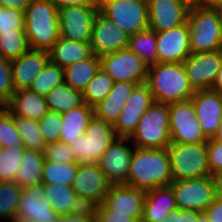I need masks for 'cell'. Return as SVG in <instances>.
<instances>
[{"label": "cell", "instance_id": "ba28073f", "mask_svg": "<svg viewBox=\"0 0 222 222\" xmlns=\"http://www.w3.org/2000/svg\"><path fill=\"white\" fill-rule=\"evenodd\" d=\"M177 209L204 212L217 196L214 176L173 180L170 185Z\"/></svg>", "mask_w": 222, "mask_h": 222}, {"label": "cell", "instance_id": "4dcf8cb0", "mask_svg": "<svg viewBox=\"0 0 222 222\" xmlns=\"http://www.w3.org/2000/svg\"><path fill=\"white\" fill-rule=\"evenodd\" d=\"M78 171V163H58L45 161L41 183L45 185L63 184L72 186Z\"/></svg>", "mask_w": 222, "mask_h": 222}, {"label": "cell", "instance_id": "11a10c76", "mask_svg": "<svg viewBox=\"0 0 222 222\" xmlns=\"http://www.w3.org/2000/svg\"><path fill=\"white\" fill-rule=\"evenodd\" d=\"M59 9L67 6L94 5L93 0H50Z\"/></svg>", "mask_w": 222, "mask_h": 222}, {"label": "cell", "instance_id": "484cf974", "mask_svg": "<svg viewBox=\"0 0 222 222\" xmlns=\"http://www.w3.org/2000/svg\"><path fill=\"white\" fill-rule=\"evenodd\" d=\"M93 115V107L85 102L68 112L62 113L59 141L71 145L77 137L84 134Z\"/></svg>", "mask_w": 222, "mask_h": 222}, {"label": "cell", "instance_id": "7bdbcfd3", "mask_svg": "<svg viewBox=\"0 0 222 222\" xmlns=\"http://www.w3.org/2000/svg\"><path fill=\"white\" fill-rule=\"evenodd\" d=\"M45 161L58 163H78L71 145L58 141L46 144Z\"/></svg>", "mask_w": 222, "mask_h": 222}, {"label": "cell", "instance_id": "8d00e7d4", "mask_svg": "<svg viewBox=\"0 0 222 222\" xmlns=\"http://www.w3.org/2000/svg\"><path fill=\"white\" fill-rule=\"evenodd\" d=\"M75 197L76 193L72 186L57 183L46 185V198L59 215L70 213Z\"/></svg>", "mask_w": 222, "mask_h": 222}, {"label": "cell", "instance_id": "ee69618b", "mask_svg": "<svg viewBox=\"0 0 222 222\" xmlns=\"http://www.w3.org/2000/svg\"><path fill=\"white\" fill-rule=\"evenodd\" d=\"M24 11L21 9L0 7V32H13L24 29Z\"/></svg>", "mask_w": 222, "mask_h": 222}, {"label": "cell", "instance_id": "681fc988", "mask_svg": "<svg viewBox=\"0 0 222 222\" xmlns=\"http://www.w3.org/2000/svg\"><path fill=\"white\" fill-rule=\"evenodd\" d=\"M136 85L130 82H114L110 93L102 101L127 102Z\"/></svg>", "mask_w": 222, "mask_h": 222}, {"label": "cell", "instance_id": "e7e4bbea", "mask_svg": "<svg viewBox=\"0 0 222 222\" xmlns=\"http://www.w3.org/2000/svg\"><path fill=\"white\" fill-rule=\"evenodd\" d=\"M187 2L190 6L191 5H200V0H184Z\"/></svg>", "mask_w": 222, "mask_h": 222}, {"label": "cell", "instance_id": "9c48e42d", "mask_svg": "<svg viewBox=\"0 0 222 222\" xmlns=\"http://www.w3.org/2000/svg\"><path fill=\"white\" fill-rule=\"evenodd\" d=\"M171 143H207L191 99L169 104Z\"/></svg>", "mask_w": 222, "mask_h": 222}, {"label": "cell", "instance_id": "6f0895ef", "mask_svg": "<svg viewBox=\"0 0 222 222\" xmlns=\"http://www.w3.org/2000/svg\"><path fill=\"white\" fill-rule=\"evenodd\" d=\"M200 6L222 10V0H200Z\"/></svg>", "mask_w": 222, "mask_h": 222}, {"label": "cell", "instance_id": "30bf717a", "mask_svg": "<svg viewBox=\"0 0 222 222\" xmlns=\"http://www.w3.org/2000/svg\"><path fill=\"white\" fill-rule=\"evenodd\" d=\"M100 67L114 82L146 83L149 65L128 48L103 55Z\"/></svg>", "mask_w": 222, "mask_h": 222}, {"label": "cell", "instance_id": "44dd1931", "mask_svg": "<svg viewBox=\"0 0 222 222\" xmlns=\"http://www.w3.org/2000/svg\"><path fill=\"white\" fill-rule=\"evenodd\" d=\"M49 53L30 49L18 59L11 61L14 90L29 89L33 80L40 74L47 62Z\"/></svg>", "mask_w": 222, "mask_h": 222}, {"label": "cell", "instance_id": "5bb4252c", "mask_svg": "<svg viewBox=\"0 0 222 222\" xmlns=\"http://www.w3.org/2000/svg\"><path fill=\"white\" fill-rule=\"evenodd\" d=\"M58 217L46 198L45 184L23 188L15 222H56Z\"/></svg>", "mask_w": 222, "mask_h": 222}, {"label": "cell", "instance_id": "e0dca14e", "mask_svg": "<svg viewBox=\"0 0 222 222\" xmlns=\"http://www.w3.org/2000/svg\"><path fill=\"white\" fill-rule=\"evenodd\" d=\"M149 28L156 33L187 22L190 5L184 0H147Z\"/></svg>", "mask_w": 222, "mask_h": 222}, {"label": "cell", "instance_id": "8992f818", "mask_svg": "<svg viewBox=\"0 0 222 222\" xmlns=\"http://www.w3.org/2000/svg\"><path fill=\"white\" fill-rule=\"evenodd\" d=\"M167 150L173 180L211 176L208 168L207 143H170Z\"/></svg>", "mask_w": 222, "mask_h": 222}, {"label": "cell", "instance_id": "f6af8a7d", "mask_svg": "<svg viewBox=\"0 0 222 222\" xmlns=\"http://www.w3.org/2000/svg\"><path fill=\"white\" fill-rule=\"evenodd\" d=\"M14 92L11 61L0 56V101L8 104Z\"/></svg>", "mask_w": 222, "mask_h": 222}, {"label": "cell", "instance_id": "ffe728a7", "mask_svg": "<svg viewBox=\"0 0 222 222\" xmlns=\"http://www.w3.org/2000/svg\"><path fill=\"white\" fill-rule=\"evenodd\" d=\"M111 186L97 163L78 164V171L72 184L76 196L90 198L100 205L104 202Z\"/></svg>", "mask_w": 222, "mask_h": 222}, {"label": "cell", "instance_id": "91938a15", "mask_svg": "<svg viewBox=\"0 0 222 222\" xmlns=\"http://www.w3.org/2000/svg\"><path fill=\"white\" fill-rule=\"evenodd\" d=\"M216 182V192L217 196L222 198V173L214 176Z\"/></svg>", "mask_w": 222, "mask_h": 222}, {"label": "cell", "instance_id": "9a60e30c", "mask_svg": "<svg viewBox=\"0 0 222 222\" xmlns=\"http://www.w3.org/2000/svg\"><path fill=\"white\" fill-rule=\"evenodd\" d=\"M129 35L100 11L95 17L90 46L95 56L101 57L128 46Z\"/></svg>", "mask_w": 222, "mask_h": 222}, {"label": "cell", "instance_id": "f1b7e54d", "mask_svg": "<svg viewBox=\"0 0 222 222\" xmlns=\"http://www.w3.org/2000/svg\"><path fill=\"white\" fill-rule=\"evenodd\" d=\"M48 110L65 113L83 103L82 92L66 83L54 87L45 96Z\"/></svg>", "mask_w": 222, "mask_h": 222}, {"label": "cell", "instance_id": "9f6ffc18", "mask_svg": "<svg viewBox=\"0 0 222 222\" xmlns=\"http://www.w3.org/2000/svg\"><path fill=\"white\" fill-rule=\"evenodd\" d=\"M56 222H94L91 218H81L73 213L59 215Z\"/></svg>", "mask_w": 222, "mask_h": 222}, {"label": "cell", "instance_id": "3957f363", "mask_svg": "<svg viewBox=\"0 0 222 222\" xmlns=\"http://www.w3.org/2000/svg\"><path fill=\"white\" fill-rule=\"evenodd\" d=\"M30 49L49 51L60 37L58 8L50 0H33L24 10Z\"/></svg>", "mask_w": 222, "mask_h": 222}, {"label": "cell", "instance_id": "2e32d148", "mask_svg": "<svg viewBox=\"0 0 222 222\" xmlns=\"http://www.w3.org/2000/svg\"><path fill=\"white\" fill-rule=\"evenodd\" d=\"M129 138L117 137L97 161L111 185H127L129 166L134 152L125 143Z\"/></svg>", "mask_w": 222, "mask_h": 222}, {"label": "cell", "instance_id": "d6986e66", "mask_svg": "<svg viewBox=\"0 0 222 222\" xmlns=\"http://www.w3.org/2000/svg\"><path fill=\"white\" fill-rule=\"evenodd\" d=\"M157 63H183L191 54L188 23L156 33Z\"/></svg>", "mask_w": 222, "mask_h": 222}, {"label": "cell", "instance_id": "003e7915", "mask_svg": "<svg viewBox=\"0 0 222 222\" xmlns=\"http://www.w3.org/2000/svg\"><path fill=\"white\" fill-rule=\"evenodd\" d=\"M135 222H151L150 220L146 219L144 216L138 217Z\"/></svg>", "mask_w": 222, "mask_h": 222}, {"label": "cell", "instance_id": "7a4b0ae2", "mask_svg": "<svg viewBox=\"0 0 222 222\" xmlns=\"http://www.w3.org/2000/svg\"><path fill=\"white\" fill-rule=\"evenodd\" d=\"M154 102L171 104L191 99V87L183 63H156L148 68L146 81Z\"/></svg>", "mask_w": 222, "mask_h": 222}, {"label": "cell", "instance_id": "cb8c5ba5", "mask_svg": "<svg viewBox=\"0 0 222 222\" xmlns=\"http://www.w3.org/2000/svg\"><path fill=\"white\" fill-rule=\"evenodd\" d=\"M175 209L177 204L170 186H161L146 192L143 216L151 222H163Z\"/></svg>", "mask_w": 222, "mask_h": 222}, {"label": "cell", "instance_id": "816d5d0a", "mask_svg": "<svg viewBox=\"0 0 222 222\" xmlns=\"http://www.w3.org/2000/svg\"><path fill=\"white\" fill-rule=\"evenodd\" d=\"M201 213L193 210L175 209L163 222H197Z\"/></svg>", "mask_w": 222, "mask_h": 222}, {"label": "cell", "instance_id": "7dc6e473", "mask_svg": "<svg viewBox=\"0 0 222 222\" xmlns=\"http://www.w3.org/2000/svg\"><path fill=\"white\" fill-rule=\"evenodd\" d=\"M207 159L211 176L222 173V140L217 138L208 139Z\"/></svg>", "mask_w": 222, "mask_h": 222}, {"label": "cell", "instance_id": "1f68e13d", "mask_svg": "<svg viewBox=\"0 0 222 222\" xmlns=\"http://www.w3.org/2000/svg\"><path fill=\"white\" fill-rule=\"evenodd\" d=\"M13 117L25 149L44 153L46 143L40 132L38 121L18 115H13Z\"/></svg>", "mask_w": 222, "mask_h": 222}, {"label": "cell", "instance_id": "e575fe53", "mask_svg": "<svg viewBox=\"0 0 222 222\" xmlns=\"http://www.w3.org/2000/svg\"><path fill=\"white\" fill-rule=\"evenodd\" d=\"M23 189L15 181H0V218L15 222Z\"/></svg>", "mask_w": 222, "mask_h": 222}, {"label": "cell", "instance_id": "8fae6325", "mask_svg": "<svg viewBox=\"0 0 222 222\" xmlns=\"http://www.w3.org/2000/svg\"><path fill=\"white\" fill-rule=\"evenodd\" d=\"M99 11L129 36L149 28L147 0H113Z\"/></svg>", "mask_w": 222, "mask_h": 222}, {"label": "cell", "instance_id": "bcb514c9", "mask_svg": "<svg viewBox=\"0 0 222 222\" xmlns=\"http://www.w3.org/2000/svg\"><path fill=\"white\" fill-rule=\"evenodd\" d=\"M126 102L100 101L93 106L94 116L114 124Z\"/></svg>", "mask_w": 222, "mask_h": 222}, {"label": "cell", "instance_id": "52a82bcc", "mask_svg": "<svg viewBox=\"0 0 222 222\" xmlns=\"http://www.w3.org/2000/svg\"><path fill=\"white\" fill-rule=\"evenodd\" d=\"M116 138L113 124L93 115L84 134L71 144L76 161L78 164L97 163Z\"/></svg>", "mask_w": 222, "mask_h": 222}, {"label": "cell", "instance_id": "94428289", "mask_svg": "<svg viewBox=\"0 0 222 222\" xmlns=\"http://www.w3.org/2000/svg\"><path fill=\"white\" fill-rule=\"evenodd\" d=\"M113 0H93L94 6L100 10L103 6H105L106 4H108L109 2H111Z\"/></svg>", "mask_w": 222, "mask_h": 222}, {"label": "cell", "instance_id": "db71d44e", "mask_svg": "<svg viewBox=\"0 0 222 222\" xmlns=\"http://www.w3.org/2000/svg\"><path fill=\"white\" fill-rule=\"evenodd\" d=\"M33 0H0V7L25 10Z\"/></svg>", "mask_w": 222, "mask_h": 222}, {"label": "cell", "instance_id": "d6a6232c", "mask_svg": "<svg viewBox=\"0 0 222 222\" xmlns=\"http://www.w3.org/2000/svg\"><path fill=\"white\" fill-rule=\"evenodd\" d=\"M30 50L28 38L24 29L13 32H0V56L7 60L18 59Z\"/></svg>", "mask_w": 222, "mask_h": 222}, {"label": "cell", "instance_id": "f907efd6", "mask_svg": "<svg viewBox=\"0 0 222 222\" xmlns=\"http://www.w3.org/2000/svg\"><path fill=\"white\" fill-rule=\"evenodd\" d=\"M135 218L128 214L112 211L104 202L98 206L97 216L94 222H135Z\"/></svg>", "mask_w": 222, "mask_h": 222}, {"label": "cell", "instance_id": "7402d4cb", "mask_svg": "<svg viewBox=\"0 0 222 222\" xmlns=\"http://www.w3.org/2000/svg\"><path fill=\"white\" fill-rule=\"evenodd\" d=\"M146 192L128 185H112L104 203L116 213L137 219L143 216Z\"/></svg>", "mask_w": 222, "mask_h": 222}, {"label": "cell", "instance_id": "5b68a950", "mask_svg": "<svg viewBox=\"0 0 222 222\" xmlns=\"http://www.w3.org/2000/svg\"><path fill=\"white\" fill-rule=\"evenodd\" d=\"M133 147L163 149L171 143L169 104L154 102L143 114L135 131L129 137Z\"/></svg>", "mask_w": 222, "mask_h": 222}, {"label": "cell", "instance_id": "83f0119b", "mask_svg": "<svg viewBox=\"0 0 222 222\" xmlns=\"http://www.w3.org/2000/svg\"><path fill=\"white\" fill-rule=\"evenodd\" d=\"M44 162V153L25 149L21 165L16 171L15 182L22 189L41 184Z\"/></svg>", "mask_w": 222, "mask_h": 222}, {"label": "cell", "instance_id": "f5cc1de1", "mask_svg": "<svg viewBox=\"0 0 222 222\" xmlns=\"http://www.w3.org/2000/svg\"><path fill=\"white\" fill-rule=\"evenodd\" d=\"M204 213L207 215L209 222H222V198L216 196Z\"/></svg>", "mask_w": 222, "mask_h": 222}, {"label": "cell", "instance_id": "4fadbf2b", "mask_svg": "<svg viewBox=\"0 0 222 222\" xmlns=\"http://www.w3.org/2000/svg\"><path fill=\"white\" fill-rule=\"evenodd\" d=\"M222 65V49L191 53L183 62L194 91L211 89Z\"/></svg>", "mask_w": 222, "mask_h": 222}, {"label": "cell", "instance_id": "ab89813d", "mask_svg": "<svg viewBox=\"0 0 222 222\" xmlns=\"http://www.w3.org/2000/svg\"><path fill=\"white\" fill-rule=\"evenodd\" d=\"M0 145L2 148L23 146L14 117L8 110L0 117Z\"/></svg>", "mask_w": 222, "mask_h": 222}, {"label": "cell", "instance_id": "b9f144b4", "mask_svg": "<svg viewBox=\"0 0 222 222\" xmlns=\"http://www.w3.org/2000/svg\"><path fill=\"white\" fill-rule=\"evenodd\" d=\"M145 111L122 110L113 124L117 137L129 138L135 131Z\"/></svg>", "mask_w": 222, "mask_h": 222}, {"label": "cell", "instance_id": "4316f807", "mask_svg": "<svg viewBox=\"0 0 222 222\" xmlns=\"http://www.w3.org/2000/svg\"><path fill=\"white\" fill-rule=\"evenodd\" d=\"M99 69L100 58L93 54L90 58L65 67L64 83L72 89L83 92Z\"/></svg>", "mask_w": 222, "mask_h": 222}, {"label": "cell", "instance_id": "836d02e7", "mask_svg": "<svg viewBox=\"0 0 222 222\" xmlns=\"http://www.w3.org/2000/svg\"><path fill=\"white\" fill-rule=\"evenodd\" d=\"M114 80L101 67L82 92L83 102L95 106L110 93Z\"/></svg>", "mask_w": 222, "mask_h": 222}, {"label": "cell", "instance_id": "f546056e", "mask_svg": "<svg viewBox=\"0 0 222 222\" xmlns=\"http://www.w3.org/2000/svg\"><path fill=\"white\" fill-rule=\"evenodd\" d=\"M127 48L149 66L157 63L156 32L150 28L129 36Z\"/></svg>", "mask_w": 222, "mask_h": 222}, {"label": "cell", "instance_id": "03108f58", "mask_svg": "<svg viewBox=\"0 0 222 222\" xmlns=\"http://www.w3.org/2000/svg\"><path fill=\"white\" fill-rule=\"evenodd\" d=\"M216 138L222 140V122L220 124L219 131H218V134L216 135Z\"/></svg>", "mask_w": 222, "mask_h": 222}, {"label": "cell", "instance_id": "be15d7a7", "mask_svg": "<svg viewBox=\"0 0 222 222\" xmlns=\"http://www.w3.org/2000/svg\"><path fill=\"white\" fill-rule=\"evenodd\" d=\"M197 222H209V219H208L207 215L204 212H202L199 215Z\"/></svg>", "mask_w": 222, "mask_h": 222}, {"label": "cell", "instance_id": "c3c4849f", "mask_svg": "<svg viewBox=\"0 0 222 222\" xmlns=\"http://www.w3.org/2000/svg\"><path fill=\"white\" fill-rule=\"evenodd\" d=\"M99 204L83 196H76L71 205L70 213L76 214L81 218H91L95 221Z\"/></svg>", "mask_w": 222, "mask_h": 222}, {"label": "cell", "instance_id": "60d3db41", "mask_svg": "<svg viewBox=\"0 0 222 222\" xmlns=\"http://www.w3.org/2000/svg\"><path fill=\"white\" fill-rule=\"evenodd\" d=\"M154 99L147 83L138 84L134 87L122 110L146 111Z\"/></svg>", "mask_w": 222, "mask_h": 222}, {"label": "cell", "instance_id": "6125c7cd", "mask_svg": "<svg viewBox=\"0 0 222 222\" xmlns=\"http://www.w3.org/2000/svg\"><path fill=\"white\" fill-rule=\"evenodd\" d=\"M8 110V104L0 101V117Z\"/></svg>", "mask_w": 222, "mask_h": 222}, {"label": "cell", "instance_id": "d590c367", "mask_svg": "<svg viewBox=\"0 0 222 222\" xmlns=\"http://www.w3.org/2000/svg\"><path fill=\"white\" fill-rule=\"evenodd\" d=\"M64 83V70L50 60L33 80L29 89L38 95L46 96L49 91Z\"/></svg>", "mask_w": 222, "mask_h": 222}, {"label": "cell", "instance_id": "d4e9b609", "mask_svg": "<svg viewBox=\"0 0 222 222\" xmlns=\"http://www.w3.org/2000/svg\"><path fill=\"white\" fill-rule=\"evenodd\" d=\"M48 53L49 60L63 69L93 55L90 42L73 41L62 37H59Z\"/></svg>", "mask_w": 222, "mask_h": 222}, {"label": "cell", "instance_id": "7c38bea8", "mask_svg": "<svg viewBox=\"0 0 222 222\" xmlns=\"http://www.w3.org/2000/svg\"><path fill=\"white\" fill-rule=\"evenodd\" d=\"M99 10L94 5L67 6L58 9L60 37L90 42L93 23Z\"/></svg>", "mask_w": 222, "mask_h": 222}, {"label": "cell", "instance_id": "74e56055", "mask_svg": "<svg viewBox=\"0 0 222 222\" xmlns=\"http://www.w3.org/2000/svg\"><path fill=\"white\" fill-rule=\"evenodd\" d=\"M24 146L4 147L0 152V181H15L16 171L21 165Z\"/></svg>", "mask_w": 222, "mask_h": 222}, {"label": "cell", "instance_id": "680465c9", "mask_svg": "<svg viewBox=\"0 0 222 222\" xmlns=\"http://www.w3.org/2000/svg\"><path fill=\"white\" fill-rule=\"evenodd\" d=\"M211 90L222 95V65L218 71V74L216 76L215 82H214Z\"/></svg>", "mask_w": 222, "mask_h": 222}, {"label": "cell", "instance_id": "f35d334b", "mask_svg": "<svg viewBox=\"0 0 222 222\" xmlns=\"http://www.w3.org/2000/svg\"><path fill=\"white\" fill-rule=\"evenodd\" d=\"M38 123L40 126V132L46 144L59 141L62 126L61 113L48 110Z\"/></svg>", "mask_w": 222, "mask_h": 222}, {"label": "cell", "instance_id": "ac0fdd59", "mask_svg": "<svg viewBox=\"0 0 222 222\" xmlns=\"http://www.w3.org/2000/svg\"><path fill=\"white\" fill-rule=\"evenodd\" d=\"M191 100L204 136L216 138L222 122V95L211 89L198 90Z\"/></svg>", "mask_w": 222, "mask_h": 222}, {"label": "cell", "instance_id": "603a6c76", "mask_svg": "<svg viewBox=\"0 0 222 222\" xmlns=\"http://www.w3.org/2000/svg\"><path fill=\"white\" fill-rule=\"evenodd\" d=\"M8 111L12 115L39 121L48 112V107L44 96L30 89H19L12 94Z\"/></svg>", "mask_w": 222, "mask_h": 222}, {"label": "cell", "instance_id": "6da1fadb", "mask_svg": "<svg viewBox=\"0 0 222 222\" xmlns=\"http://www.w3.org/2000/svg\"><path fill=\"white\" fill-rule=\"evenodd\" d=\"M173 181L170 156L166 148H134L129 166L127 185L142 191L169 186Z\"/></svg>", "mask_w": 222, "mask_h": 222}, {"label": "cell", "instance_id": "277c9868", "mask_svg": "<svg viewBox=\"0 0 222 222\" xmlns=\"http://www.w3.org/2000/svg\"><path fill=\"white\" fill-rule=\"evenodd\" d=\"M187 23L191 53L222 49V11L191 5Z\"/></svg>", "mask_w": 222, "mask_h": 222}]
</instances>
